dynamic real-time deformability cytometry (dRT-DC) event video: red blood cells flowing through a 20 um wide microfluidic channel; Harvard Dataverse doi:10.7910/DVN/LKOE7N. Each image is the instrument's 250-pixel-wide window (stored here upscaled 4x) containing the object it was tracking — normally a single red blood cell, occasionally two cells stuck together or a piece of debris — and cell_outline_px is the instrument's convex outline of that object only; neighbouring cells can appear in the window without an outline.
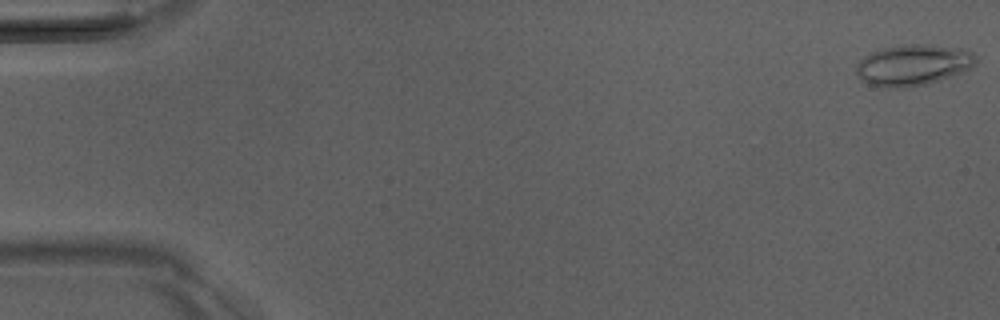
{"species": "Egyptian fruit bat (a non-hibernating species)", "species_latin": "Rousettus aegyptiacus", "temperature_condition": "room temperature", "stored_images_in_passage": 42, "camera_frame_rate_fps": 3000, "um_per_image_px": 0.085, "animal": {"sex": "male"}, "frame": {"image": 1, "passage_image": 1, "time_ms": 0.0, "image_size_px": [1000, 320], "cell_outline_px": [[976, 60], [968, 68], [960, 72], [924, 84], [896, 88], [884, 88], [868, 84], [856, 72], [856, 64], [864, 56], [872, 52], [884, 48], [908, 44], [916, 44], [960, 48], [972, 52], [976, 56]], "centroid_in_image_um": [77.55, 5.52], "position_along_channel_um": 7.4, "area_um2": 27.8}}
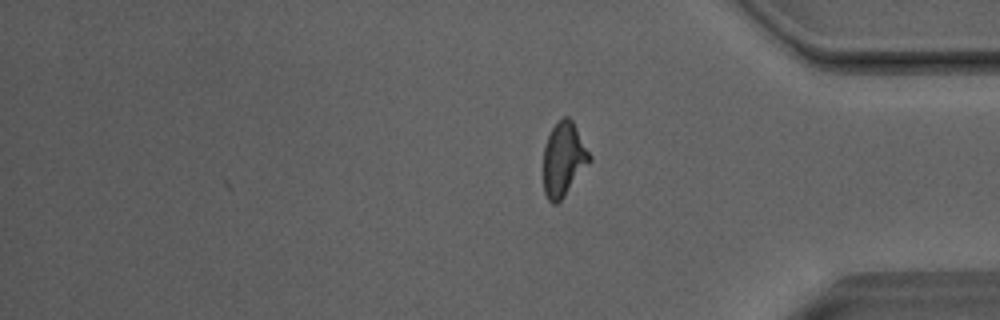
{"frame": {"image": 2, "passage_image": 42, "time_ms": 13.667, "image_size_px": [1000, 320], "cell_outline_px": [[592, 160], [564, 196], [556, 204], [552, 204], [548, 200], [544, 192], [544, 148], [548, 136], [556, 120], [564, 116], [568, 116], [572, 120], [592, 156]], "centroid_in_image_um": [47.91, 13.51], "position_along_channel_um": 387.3, "area_um2": 19.94}, "authors_computed_cell_mechanics": {"area_um2": 20.6346, "velocity_mm_per_s": 4.0474, "shape_relaxation_time_tau1_ms": 6.9651, "shape_relaxation_time_tau2_ms": 1.4074, "deformation_change_tau1": 0.2049, "deformation_change_tau2": 0.0993}}